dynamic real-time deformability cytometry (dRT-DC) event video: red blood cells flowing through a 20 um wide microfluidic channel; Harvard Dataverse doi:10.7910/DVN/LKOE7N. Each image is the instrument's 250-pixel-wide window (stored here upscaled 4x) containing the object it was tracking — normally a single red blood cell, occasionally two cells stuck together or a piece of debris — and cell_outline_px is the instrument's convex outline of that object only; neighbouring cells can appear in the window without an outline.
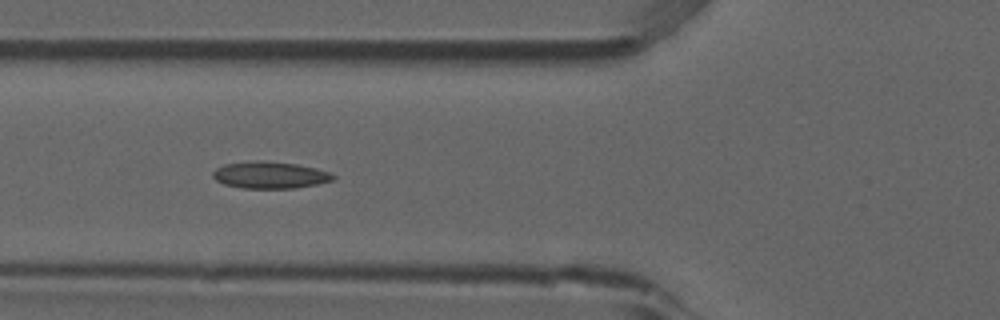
{"species": "common noctule bat (a hibernating species)", "species_latin": "Nyctalus noctula", "temperature_condition": "room temperature", "stored_images_in_passage": 5, "camera_frame_rate_fps": 3000, "um_per_image_px": 0.085, "animal": {"sex": "male", "forearm_length_mm": 52.5}, "frame": {"image": 1, "passage_image": 5, "time_ms": 1.333, "image_size_px": [1000, 320], "cell_outline_px": [[336, 176], [332, 180], [316, 184], [292, 188], [240, 188], [224, 184], [216, 180], [212, 176], [212, 172], [216, 168], [224, 164], [256, 160], [260, 160], [296, 164], [316, 168], [328, 172]], "centroid_in_image_um": [22.9, 14.87], "position_along_channel_um": 102.9, "area_um2": 18.73}}